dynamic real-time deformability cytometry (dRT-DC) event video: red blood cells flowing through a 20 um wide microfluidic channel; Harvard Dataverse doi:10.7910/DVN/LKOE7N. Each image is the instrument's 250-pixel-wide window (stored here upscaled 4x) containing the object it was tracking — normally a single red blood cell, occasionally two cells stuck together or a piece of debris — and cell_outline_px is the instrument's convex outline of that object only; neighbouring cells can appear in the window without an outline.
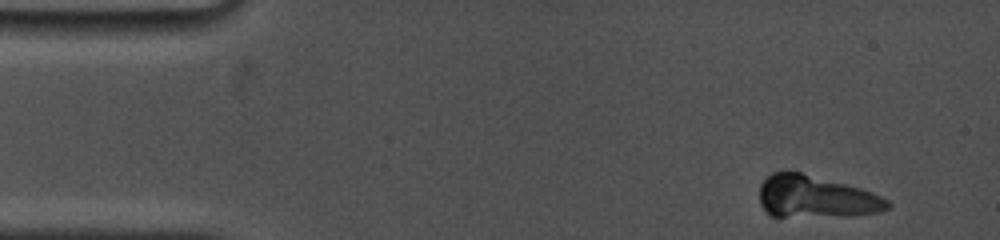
{"species": "common noctule bat (a hibernating species)", "species_latin": "Nyctalus noctula", "temperature_condition": "cold", "stored_images_in_passage": 27, "camera_frame_rate_fps": 5000, "um_per_image_px": 0.085, "animal": {"sex": "female", "body_mass_g": 19.0, "forearm_length_mm": 53.3}, "frame": {"image": 1, "passage_image": 1, "time_ms": 0.0, "image_size_px": [1000, 240], "cell_outline_px": [[892, 204], [888, 208], [880, 212], [848, 216], [772, 216], [760, 204], [760, 184], [772, 172], [800, 172], [860, 188], [872, 192], [888, 200]], "centroid_in_image_um": [69.36, 16.74], "position_along_channel_um": 15.6, "area_um2": 31.15}}
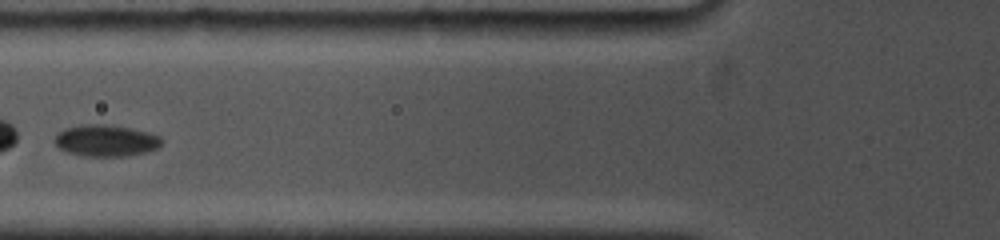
{"frame": {"image": 2, "passage_image": 10, "time_ms": 5.4, "image_size_px": [1000, 240], "cell_outline_px": [[164, 140], [156, 148], [148, 152], [124, 156], [84, 156], [68, 152], [60, 148], [56, 144], [56, 136], [64, 128], [80, 124], [112, 124], [132, 128], [148, 132], [160, 136]], "centroid_in_image_um": [9.04, 11.93], "position_along_channel_um": 116.8, "area_um2": 19.77}}
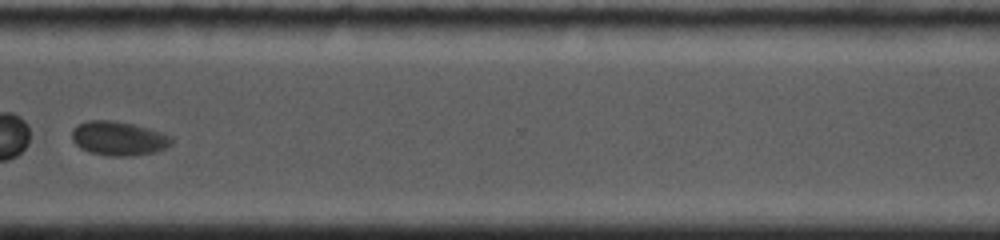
{"frame": {"image": 3, "passage_image": 21, "time_ms": 12.0, "image_size_px": [1000, 240], "cell_outline_px": [[172, 144], [168, 148], [136, 156], [108, 156], [88, 152], [80, 148], [72, 140], [72, 128], [76, 124], [88, 120], [112, 120], [132, 124], [148, 128], [172, 136]], "centroid_in_image_um": [10.06, 11.77], "position_along_channel_um": 360.5, "area_um2": 20.06}, "authors_computed_cell_mechanics": {"area_um2": 20.2878, "velocity_mm_per_s": 3.6903, "shape_relaxation_time_tau1_ms": 2.9287, "shape_relaxation_time_tau2_ms": 1.6369, "deformation_change_tau1": 0.0688, "deformation_change_tau2": 0.033}}